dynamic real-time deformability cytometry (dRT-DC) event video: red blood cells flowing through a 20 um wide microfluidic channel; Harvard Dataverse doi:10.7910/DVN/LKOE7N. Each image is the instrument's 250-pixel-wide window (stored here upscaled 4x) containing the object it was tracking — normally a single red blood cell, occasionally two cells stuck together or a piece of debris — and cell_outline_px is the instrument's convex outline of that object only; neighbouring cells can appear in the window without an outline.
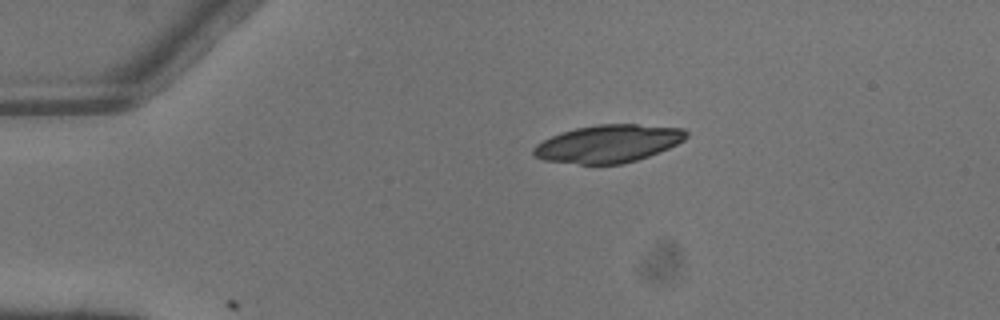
{"species": "common noctule bat (a hibernating species)", "species_latin": "Nyctalus noctula", "temperature_condition": "warm", "stored_images_in_passage": 2, "camera_frame_rate_fps": 3000, "um_per_image_px": 0.085, "animal": {"sex": "male", "body_mass_g": 13.3}, "frame": {"image": 1, "passage_image": 1, "time_ms": 0.0, "image_size_px": [1000, 320], "cell_outline_px": [[688, 136], [684, 140], [668, 148], [648, 156], [624, 164], [580, 164], [544, 160], [532, 156], [532, 148], [536, 144], [560, 132], [576, 128], [596, 124], [636, 124], [684, 128], [688, 132]], "centroid_in_image_um": [51.69, 12.21], "position_along_channel_um": 33.3, "area_um2": 33.64}}